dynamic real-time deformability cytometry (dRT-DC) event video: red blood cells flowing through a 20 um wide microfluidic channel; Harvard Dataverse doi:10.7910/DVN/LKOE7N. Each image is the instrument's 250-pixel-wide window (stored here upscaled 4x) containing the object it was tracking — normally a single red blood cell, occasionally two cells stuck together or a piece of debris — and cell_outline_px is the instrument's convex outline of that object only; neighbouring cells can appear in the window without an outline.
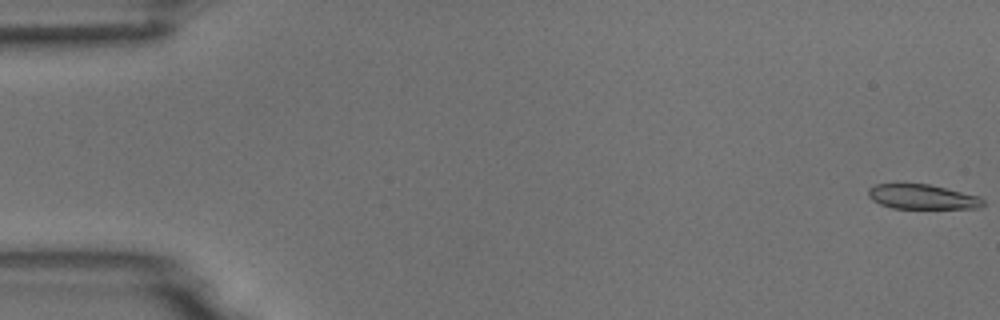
{"species": "common noctule bat (a hibernating species)", "species_latin": "Nyctalus noctula", "temperature_condition": "room temperature", "stored_images_in_passage": 55, "camera_frame_rate_fps": 3000, "um_per_image_px": 0.085, "animal": {"sex": "male", "body_mass_g": 18.8}, "frame": {"image": 1, "passage_image": 1, "time_ms": 0.0, "image_size_px": [1000, 320], "cell_outline_px": [[984, 204], [980, 208], [892, 208], [880, 204], [872, 200], [868, 196], [868, 188], [876, 184], [900, 180], [928, 184], [980, 196], [984, 200]], "centroid_in_image_um": [78.32, 16.68], "position_along_channel_um": 6.7, "area_um2": 17.22}}
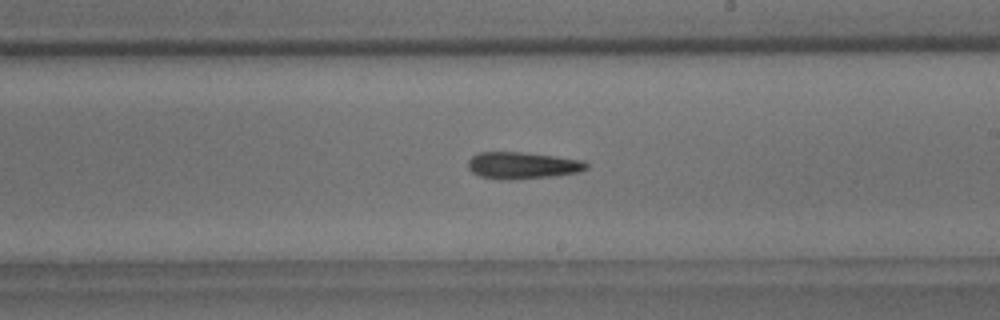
{"frame": {"image": 2, "passage_image": 32, "time_ms": 10.333, "image_size_px": [1000, 320], "cell_outline_px": [[588, 168], [580, 172], [556, 176], [508, 180], [500, 180], [480, 176], [472, 172], [468, 168], [468, 160], [472, 156], [480, 152], [520, 152], [584, 160], [588, 164]], "centroid_in_image_um": [44.42, 14.07], "position_along_channel_um": 244.6, "area_um2": 18.61}}
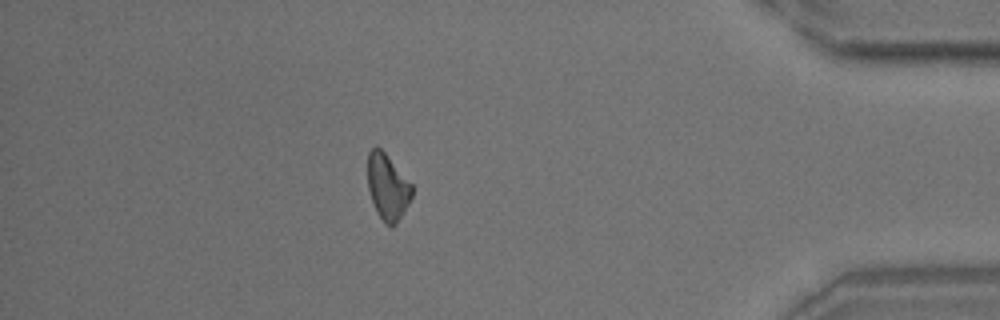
{"frame": {"image": 3, "passage_image": 48, "time_ms": 15.667, "image_size_px": [1000, 320], "cell_outline_px": [[412, 196], [408, 204], [396, 224], [392, 228], [384, 224], [376, 212], [368, 188], [368, 152], [372, 148], [380, 148], [384, 152], [412, 184]], "centroid_in_image_um": [32.94, 15.93], "position_along_channel_um": 402.3, "area_um2": 16.88}, "authors_computed_cell_mechanics": {"area_um2": 17.9758, "velocity_mm_per_s": 3.7315, "shape_relaxation_time_tau1_ms": 8.8703, "shape_relaxation_time_tau2_ms": null, "deformation_change_tau1": 0.1536, "deformation_change_tau2": null}}